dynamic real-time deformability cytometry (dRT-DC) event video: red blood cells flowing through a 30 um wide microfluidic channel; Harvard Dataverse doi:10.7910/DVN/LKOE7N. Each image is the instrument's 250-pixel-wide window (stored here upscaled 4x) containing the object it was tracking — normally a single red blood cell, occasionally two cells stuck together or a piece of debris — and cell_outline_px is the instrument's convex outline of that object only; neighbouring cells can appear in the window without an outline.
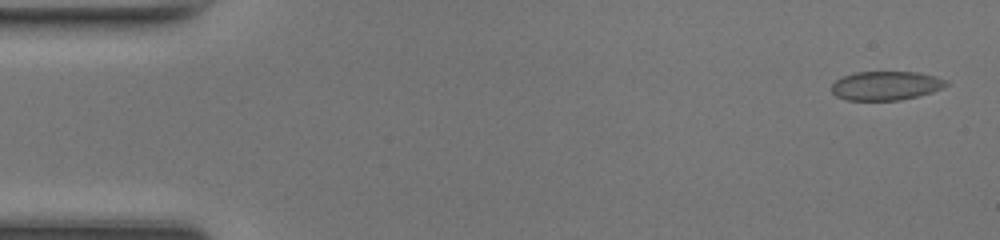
{"species": "common noctule bat (a hibernating species)", "species_latin": "Nyctalus noctula", "temperature_condition": "room temperature", "stored_images_in_passage": 48, "camera_frame_rate_fps": 3000, "um_per_image_px": 0.085, "animal": {"sex": "female", "body_mass_g": 17.0, "forearm_length_mm": 48.0}, "frame": {"image": 1, "passage_image": 2, "time_ms": 0.333, "image_size_px": [1000, 240], "cell_outline_px": [[948, 84], [944, 88], [932, 92], [900, 100], [844, 100], [836, 96], [832, 92], [832, 84], [836, 80], [844, 76], [856, 72], [916, 72], [936, 76], [948, 80]], "centroid_in_image_um": [75.32, 7.28], "position_along_channel_um": 9.7, "area_um2": 19.36}}
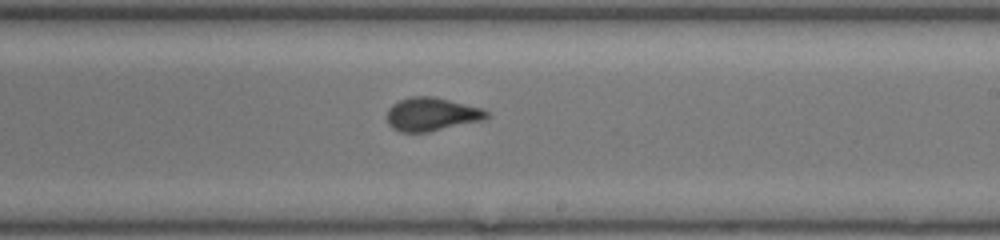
{"frame": {"image": 2, "passage_image": 28, "time_ms": 9.0, "image_size_px": [1000, 240], "cell_outline_px": [[488, 116], [484, 120], [428, 132], [400, 132], [392, 128], [388, 124], [388, 108], [392, 104], [400, 100], [412, 96], [432, 96], [480, 108], [488, 112]], "centroid_in_image_um": [36.66, 9.72], "position_along_channel_um": 252.3, "area_um2": 19.19}}
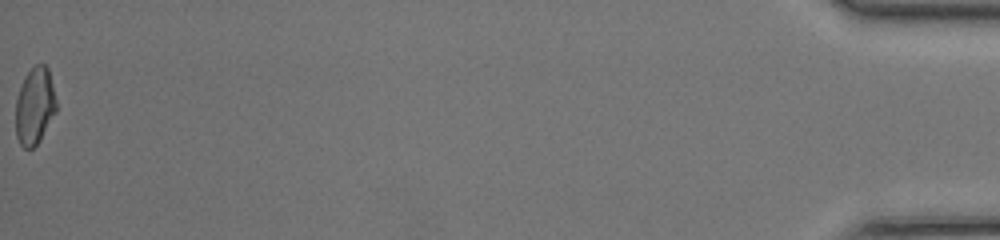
{"frame": {"image": 3, "passage_image": 48, "time_ms": 15.667, "image_size_px": [1000, 240], "cell_outline_px": [[56, 112], [40, 140], [32, 148], [24, 148], [20, 144], [16, 136], [16, 100], [24, 76], [36, 64], [44, 64], [48, 68], [56, 100]], "centroid_in_image_um": [2.95, 9.02], "position_along_channel_um": 432.2, "area_um2": 18.09}, "authors_computed_cell_mechanics": {"area_um2": 19.3341, "velocity_mm_per_s": 4.3549, "shape_relaxation_time_tau1_ms": 4.6337, "shape_relaxation_time_tau2_ms": null, "deformation_change_tau1": 0.1415, "deformation_change_tau2": null}}